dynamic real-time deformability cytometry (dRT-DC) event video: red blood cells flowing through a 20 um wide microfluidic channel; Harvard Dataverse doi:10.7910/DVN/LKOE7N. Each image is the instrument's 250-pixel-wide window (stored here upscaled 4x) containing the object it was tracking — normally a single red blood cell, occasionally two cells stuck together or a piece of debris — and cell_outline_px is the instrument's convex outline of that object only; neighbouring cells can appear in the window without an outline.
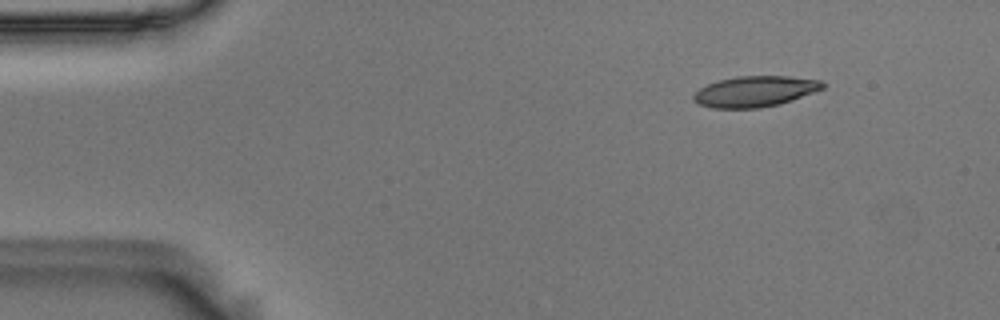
{"species": "Egyptian fruit bat (a non-hibernating species)", "species_latin": "Rousettus aegyptiacus", "temperature_condition": "room temperature", "stored_images_in_passage": 49, "camera_frame_rate_fps": 3000, "um_per_image_px": 0.085, "animal": {"sex": "male"}, "frame": {"image": 1, "passage_image": 1, "time_ms": 0.0, "image_size_px": [1000, 320], "cell_outline_px": [[828, 84], [824, 88], [792, 100], [780, 104], [760, 108], [712, 108], [700, 104], [692, 100], [692, 96], [700, 88], [708, 84], [720, 80], [736, 76], [788, 76], [820, 80]], "centroid_in_image_um": [64.19, 7.77], "position_along_channel_um": 20.8, "area_um2": 23.18}}
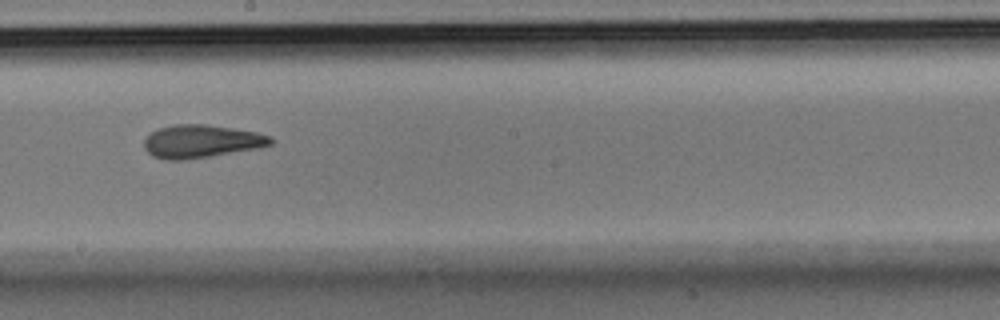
{"frame": {"image": 2, "passage_image": 25, "time_ms": 8.0, "image_size_px": [1000, 320], "cell_outline_px": [[276, 140], [272, 144], [260, 148], [184, 160], [164, 160], [152, 156], [144, 148], [144, 140], [152, 132], [160, 128], [172, 124], [208, 124], [256, 132], [272, 136]], "centroid_in_image_um": [17.14, 12.01], "position_along_channel_um": 231.1, "area_um2": 24.51}}
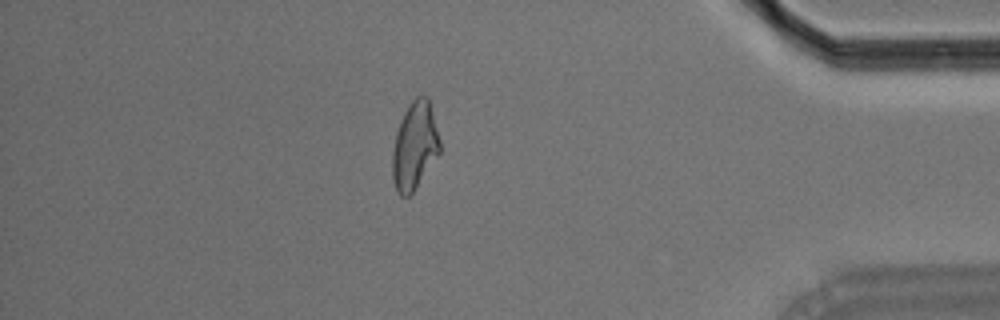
{"frame": {"image": 3, "passage_image": 42, "time_ms": 13.667, "image_size_px": [1000, 320], "cell_outline_px": [[440, 152], [412, 192], [408, 196], [400, 196], [396, 188], [392, 176], [392, 152], [396, 132], [400, 120], [408, 104], [416, 96], [428, 96], [440, 140]], "centroid_in_image_um": [35.23, 12.36], "position_along_channel_um": 400.0, "area_um2": 23.99}, "authors_computed_cell_mechanics": {"area_um2": 23.987, "velocity_mm_per_s": 3.6369, "shape_relaxation_time_tau1_ms": null, "shape_relaxation_time_tau2_ms": 2.579, "deformation_change_tau1": null, "deformation_change_tau2": 0.0993}}